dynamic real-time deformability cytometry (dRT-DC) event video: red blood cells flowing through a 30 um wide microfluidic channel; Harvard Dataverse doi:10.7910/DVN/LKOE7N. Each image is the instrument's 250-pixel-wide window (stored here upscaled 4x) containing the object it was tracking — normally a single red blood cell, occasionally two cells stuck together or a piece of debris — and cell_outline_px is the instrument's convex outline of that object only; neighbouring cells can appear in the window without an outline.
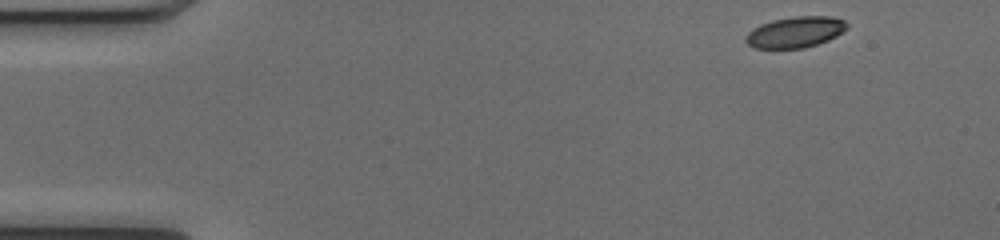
{"species": "common noctule bat (a hibernating species)", "species_latin": "Nyctalus noctula", "temperature_condition": "cold", "stored_images_in_passage": 33, "camera_frame_rate_fps": 3000, "um_per_image_px": 0.085, "animal": {"sex": "female", "body_mass_g": 17.0, "forearm_length_mm": 48.0}, "frame": {"image": 1, "passage_image": 1, "time_ms": 0.0, "image_size_px": [1000, 240], "cell_outline_px": [[848, 28], [836, 36], [828, 40], [804, 48], [756, 48], [748, 44], [744, 40], [744, 36], [752, 28], [760, 24], [772, 20], [792, 16], [832, 16], [844, 20], [848, 24]], "centroid_in_image_um": [67.59, 2.72], "position_along_channel_um": 17.4, "area_um2": 18.44}}
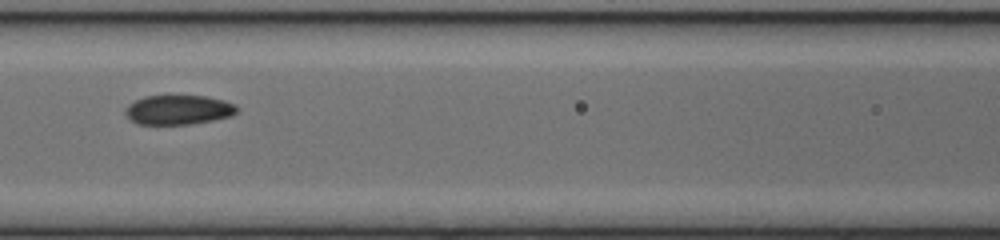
{"frame": {"image": 2, "passage_image": 19, "time_ms": 6.0, "image_size_px": [1000, 240], "cell_outline_px": [[236, 112], [232, 116], [192, 124], [136, 124], [124, 112], [124, 108], [128, 104], [144, 96], [204, 96], [224, 100], [236, 104]], "centroid_in_image_um": [15.15, 9.33], "position_along_channel_um": 151.4, "area_um2": 19.13}}
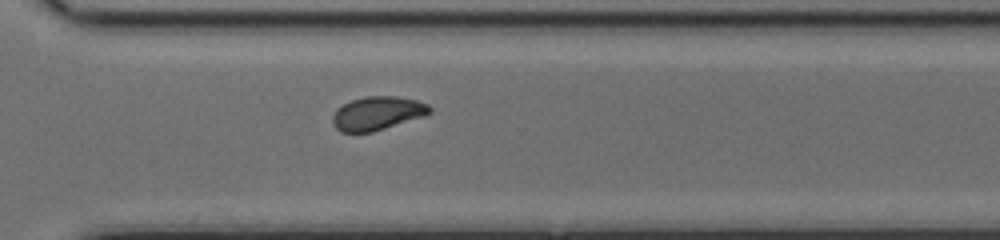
{"frame": {"image": 3, "passage_image": 33, "time_ms": 10.667, "image_size_px": [1000, 240], "cell_outline_px": [[432, 112], [424, 116], [372, 132], [340, 132], [332, 124], [332, 116], [336, 108], [352, 100], [364, 96], [396, 96], [416, 100], [428, 104], [432, 108]], "centroid_in_image_um": [32.06, 9.63], "position_along_channel_um": 338.5, "area_um2": 19.07}}